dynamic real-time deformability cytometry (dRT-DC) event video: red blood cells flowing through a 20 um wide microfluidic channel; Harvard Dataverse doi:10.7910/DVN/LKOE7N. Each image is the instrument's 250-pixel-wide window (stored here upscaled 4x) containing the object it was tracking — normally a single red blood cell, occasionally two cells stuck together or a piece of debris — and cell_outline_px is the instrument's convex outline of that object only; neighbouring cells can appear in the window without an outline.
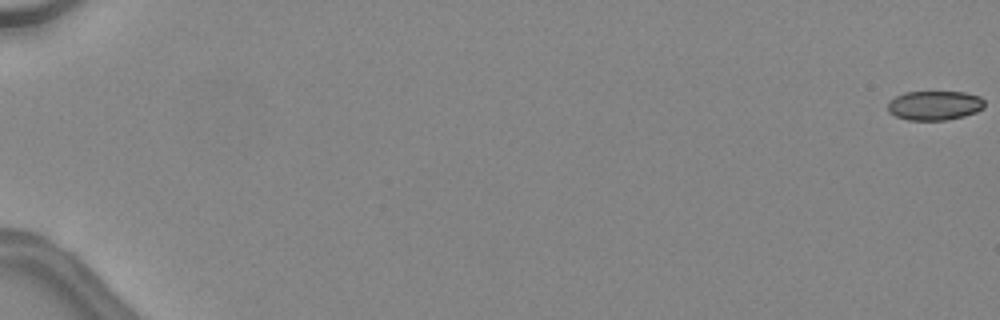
{"species": "common noctule bat (a hibernating species)", "species_latin": "Nyctalus noctula", "temperature_condition": "warm", "stored_images_in_passage": 49, "camera_frame_rate_fps": 3000, "um_per_image_px": 0.085, "animal": {"sex": "female", "body_mass_g": 24.6, "forearm_length_mm": 56.2}, "frame": {"image": 1, "passage_image": 1, "time_ms": 0.0, "image_size_px": [1000, 320], "cell_outline_px": [[984, 108], [976, 112], [964, 116], [944, 120], [908, 120], [896, 116], [888, 112], [888, 100], [904, 92], [964, 92], [980, 96], [984, 100]], "centroid_in_image_um": [79.43, 8.96], "position_along_channel_um": 5.6, "area_um2": 16.65}}
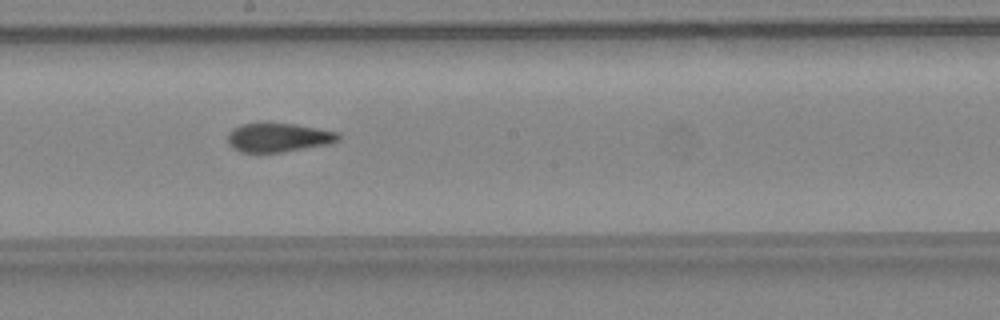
{"frame": {"image": 2, "passage_image": 30, "time_ms": 9.667, "image_size_px": [1000, 320], "cell_outline_px": [[340, 140], [328, 144], [280, 152], [240, 152], [232, 148], [228, 144], [228, 132], [232, 128], [240, 124], [268, 120], [296, 124], [340, 132]], "centroid_in_image_um": [23.62, 11.64], "position_along_channel_um": 224.6, "area_um2": 19.36}}
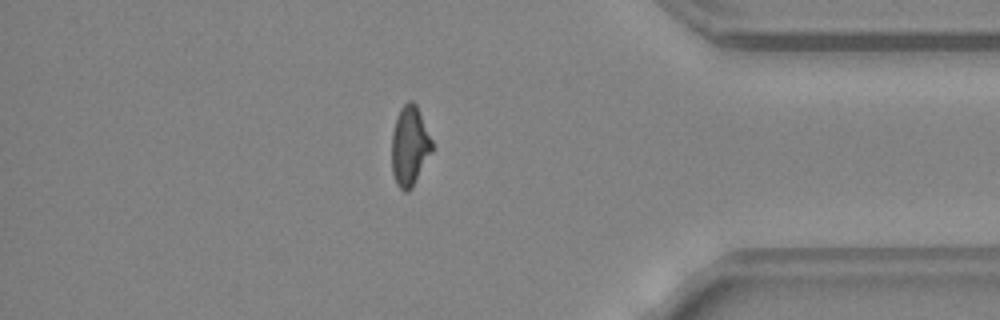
{"frame": {"image": 3, "passage_image": 43, "time_ms": 14.0, "image_size_px": [1000, 320], "cell_outline_px": [[432, 152], [412, 188], [408, 192], [404, 192], [396, 184], [392, 172], [392, 132], [396, 116], [400, 108], [408, 100], [412, 100], [416, 104], [432, 140]], "centroid_in_image_um": [34.81, 12.41], "position_along_channel_um": 400.4, "area_um2": 18.84}, "authors_computed_cell_mechanics": {"area_um2": 18.8428, "velocity_mm_per_s": 4.5825, "shape_relaxation_time_tau1_ms": 11.0708, "shape_relaxation_time_tau2_ms": 1.1524, "deformation_change_tau1": 0.2678, "deformation_change_tau2": 0.0789}}